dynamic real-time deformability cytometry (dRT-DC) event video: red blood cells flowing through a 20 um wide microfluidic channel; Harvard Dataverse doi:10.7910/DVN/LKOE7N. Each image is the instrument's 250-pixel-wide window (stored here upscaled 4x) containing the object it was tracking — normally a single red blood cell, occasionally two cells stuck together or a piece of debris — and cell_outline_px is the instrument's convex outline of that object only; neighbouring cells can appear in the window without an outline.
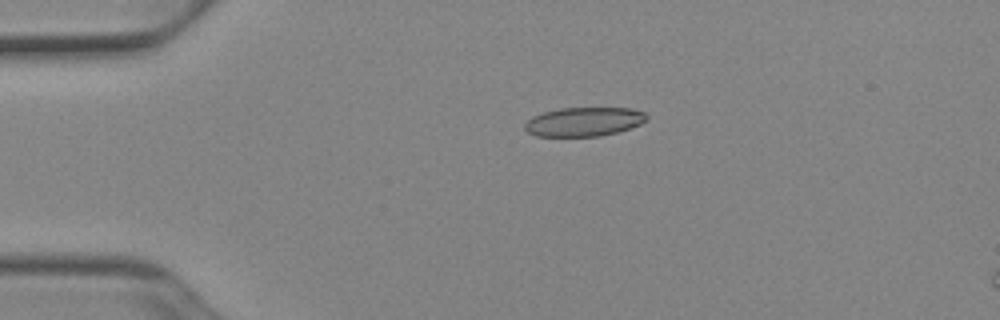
{"species": "Egyptian fruit bat (a non-hibernating species)", "species_latin": "Rousettus aegyptiacus", "temperature_condition": "cold", "stored_images_in_passage": 41, "camera_frame_rate_fps": 3000, "um_per_image_px": 0.085, "animal": {"sex": "female"}, "frame": {"image": 1, "passage_image": 1, "time_ms": 0.0, "image_size_px": [1000, 320], "cell_outline_px": [[648, 120], [640, 124], [616, 132], [600, 136], [536, 136], [528, 132], [524, 128], [524, 124], [532, 116], [544, 112], [560, 108], [632, 108], [644, 112], [648, 116]], "centroid_in_image_um": [49.63, 10.34], "position_along_channel_um": 35.4, "area_um2": 20.58}}
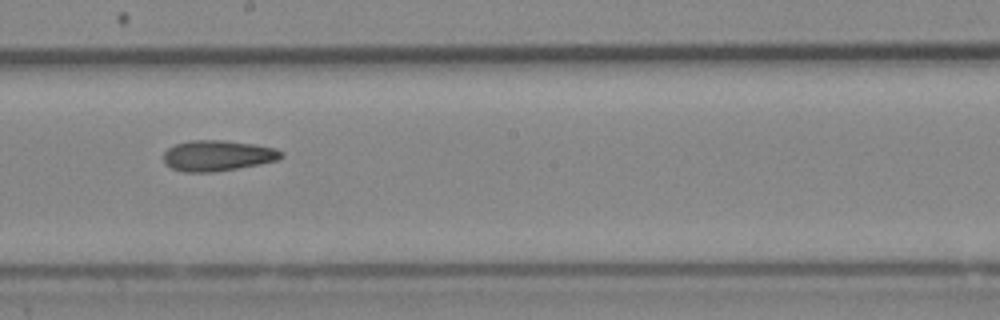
{"frame": {"image": 2, "passage_image": 19, "time_ms": 6.0, "image_size_px": [1000, 320], "cell_outline_px": [[284, 156], [276, 160], [260, 164], [212, 172], [184, 172], [172, 168], [164, 164], [164, 152], [168, 148], [176, 144], [192, 140], [224, 140], [252, 144], [276, 148], [284, 152]], "centroid_in_image_um": [18.49, 13.22], "position_along_channel_um": 229.7, "area_um2": 20.98}}
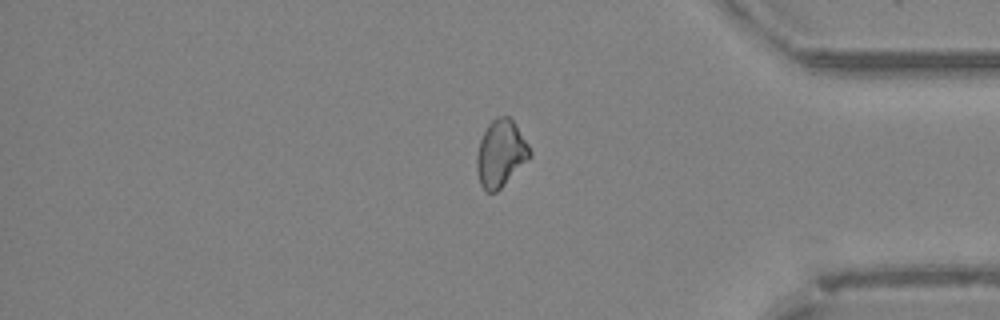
{"frame": {"image": 3, "passage_image": 33, "time_ms": 10.667, "image_size_px": [1000, 320], "cell_outline_px": [[532, 156], [496, 192], [488, 192], [480, 184], [476, 168], [476, 156], [480, 140], [488, 124], [492, 120], [500, 116], [508, 116], [512, 120], [528, 144], [532, 152]], "centroid_in_image_um": [42.55, 13.04], "position_along_channel_um": 392.6, "area_um2": 20.4}, "authors_computed_cell_mechanics": {"area_um2": 20.7502, "velocity_mm_per_s": 3.9357, "shape_relaxation_time_tau1_ms": null, "shape_relaxation_time_tau2_ms": 8.9738, "deformation_change_tau1": null, "deformation_change_tau2": 0.1825}}